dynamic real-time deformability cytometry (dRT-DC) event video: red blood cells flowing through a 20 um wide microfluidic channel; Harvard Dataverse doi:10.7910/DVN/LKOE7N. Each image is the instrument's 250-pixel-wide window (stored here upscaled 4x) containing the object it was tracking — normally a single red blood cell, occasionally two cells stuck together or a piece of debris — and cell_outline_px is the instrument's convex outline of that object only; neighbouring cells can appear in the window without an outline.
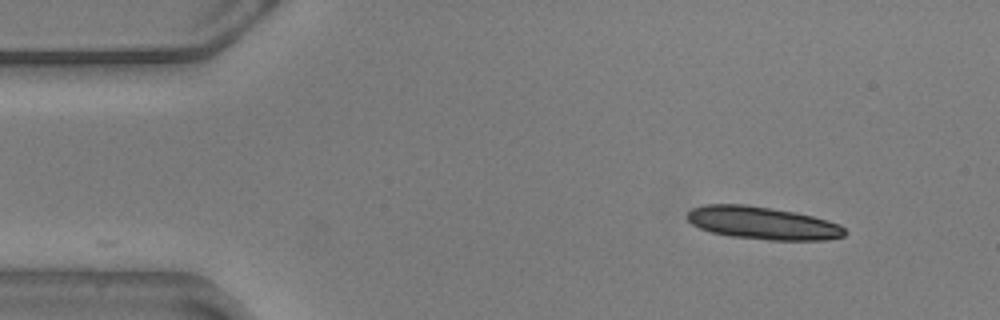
{"species": "common noctule bat (a hibernating species)", "species_latin": "Nyctalus noctula", "temperature_condition": "warm", "stored_images_in_passage": 36, "segment_of_instrument_passage": [1, 2], "camera_frame_rate_fps": 3000, "um_per_image_px": 0.085, "animal": {"sex": "male", "body_mass_g": 20.5, "forearm_length_mm": 52.5}, "frame": {"image": 1, "passage_image": 1, "time_ms": 0.0, "image_size_px": [1000, 320], "cell_outline_px": [[848, 232], [844, 236], [824, 240], [768, 240], [732, 236], [712, 232], [700, 228], [692, 224], [684, 216], [692, 208], [704, 204], [744, 204], [796, 212], [812, 216], [840, 224]], "centroid_in_image_um": [64.81, 18.95], "position_along_channel_um": 20.2, "area_um2": 30.06}}